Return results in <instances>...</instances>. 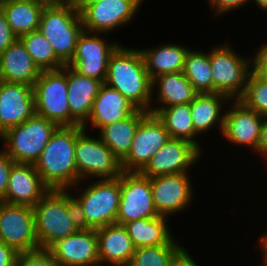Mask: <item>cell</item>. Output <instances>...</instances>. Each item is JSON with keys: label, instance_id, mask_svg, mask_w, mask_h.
<instances>
[{"label": "cell", "instance_id": "cell-42", "mask_svg": "<svg viewBox=\"0 0 267 266\" xmlns=\"http://www.w3.org/2000/svg\"><path fill=\"white\" fill-rule=\"evenodd\" d=\"M18 253L0 241V266H16Z\"/></svg>", "mask_w": 267, "mask_h": 266}, {"label": "cell", "instance_id": "cell-24", "mask_svg": "<svg viewBox=\"0 0 267 266\" xmlns=\"http://www.w3.org/2000/svg\"><path fill=\"white\" fill-rule=\"evenodd\" d=\"M99 263L127 266L135 251L124 225L113 223L97 229Z\"/></svg>", "mask_w": 267, "mask_h": 266}, {"label": "cell", "instance_id": "cell-3", "mask_svg": "<svg viewBox=\"0 0 267 266\" xmlns=\"http://www.w3.org/2000/svg\"><path fill=\"white\" fill-rule=\"evenodd\" d=\"M38 30L53 46L56 56L67 65L75 53L78 37L84 31L81 12L75 2L45 5Z\"/></svg>", "mask_w": 267, "mask_h": 266}, {"label": "cell", "instance_id": "cell-6", "mask_svg": "<svg viewBox=\"0 0 267 266\" xmlns=\"http://www.w3.org/2000/svg\"><path fill=\"white\" fill-rule=\"evenodd\" d=\"M33 94L35 114L58 126H71L67 65L58 70L42 71L33 85Z\"/></svg>", "mask_w": 267, "mask_h": 266}, {"label": "cell", "instance_id": "cell-2", "mask_svg": "<svg viewBox=\"0 0 267 266\" xmlns=\"http://www.w3.org/2000/svg\"><path fill=\"white\" fill-rule=\"evenodd\" d=\"M78 126H59L34 164L43 183L54 190L77 189L75 143Z\"/></svg>", "mask_w": 267, "mask_h": 266}, {"label": "cell", "instance_id": "cell-5", "mask_svg": "<svg viewBox=\"0 0 267 266\" xmlns=\"http://www.w3.org/2000/svg\"><path fill=\"white\" fill-rule=\"evenodd\" d=\"M58 127L45 117L34 114L4 133V151L15 163L35 164Z\"/></svg>", "mask_w": 267, "mask_h": 266}, {"label": "cell", "instance_id": "cell-29", "mask_svg": "<svg viewBox=\"0 0 267 266\" xmlns=\"http://www.w3.org/2000/svg\"><path fill=\"white\" fill-rule=\"evenodd\" d=\"M157 86V87H156ZM159 86V87H158ZM158 88L156 99L159 106L150 109H164L190 103L198 94L183 72L163 74L152 80V91Z\"/></svg>", "mask_w": 267, "mask_h": 266}, {"label": "cell", "instance_id": "cell-34", "mask_svg": "<svg viewBox=\"0 0 267 266\" xmlns=\"http://www.w3.org/2000/svg\"><path fill=\"white\" fill-rule=\"evenodd\" d=\"M185 250L174 238L165 245L135 248L127 266H171Z\"/></svg>", "mask_w": 267, "mask_h": 266}, {"label": "cell", "instance_id": "cell-23", "mask_svg": "<svg viewBox=\"0 0 267 266\" xmlns=\"http://www.w3.org/2000/svg\"><path fill=\"white\" fill-rule=\"evenodd\" d=\"M41 72L19 38L0 54L1 81L33 86Z\"/></svg>", "mask_w": 267, "mask_h": 266}, {"label": "cell", "instance_id": "cell-36", "mask_svg": "<svg viewBox=\"0 0 267 266\" xmlns=\"http://www.w3.org/2000/svg\"><path fill=\"white\" fill-rule=\"evenodd\" d=\"M16 266H60L48 250L18 253Z\"/></svg>", "mask_w": 267, "mask_h": 266}, {"label": "cell", "instance_id": "cell-9", "mask_svg": "<svg viewBox=\"0 0 267 266\" xmlns=\"http://www.w3.org/2000/svg\"><path fill=\"white\" fill-rule=\"evenodd\" d=\"M76 197L93 229L116 223L120 203V176L88 184Z\"/></svg>", "mask_w": 267, "mask_h": 266}, {"label": "cell", "instance_id": "cell-19", "mask_svg": "<svg viewBox=\"0 0 267 266\" xmlns=\"http://www.w3.org/2000/svg\"><path fill=\"white\" fill-rule=\"evenodd\" d=\"M49 190L34 164L14 163L7 191L0 201L34 207Z\"/></svg>", "mask_w": 267, "mask_h": 266}, {"label": "cell", "instance_id": "cell-48", "mask_svg": "<svg viewBox=\"0 0 267 266\" xmlns=\"http://www.w3.org/2000/svg\"><path fill=\"white\" fill-rule=\"evenodd\" d=\"M103 0H77L75 3H92V2H99Z\"/></svg>", "mask_w": 267, "mask_h": 266}, {"label": "cell", "instance_id": "cell-28", "mask_svg": "<svg viewBox=\"0 0 267 266\" xmlns=\"http://www.w3.org/2000/svg\"><path fill=\"white\" fill-rule=\"evenodd\" d=\"M149 112L138 109L124 120L103 126L99 131L100 139L122 161L129 153L135 131L141 120Z\"/></svg>", "mask_w": 267, "mask_h": 266}, {"label": "cell", "instance_id": "cell-50", "mask_svg": "<svg viewBox=\"0 0 267 266\" xmlns=\"http://www.w3.org/2000/svg\"><path fill=\"white\" fill-rule=\"evenodd\" d=\"M4 133L0 130V140L3 138Z\"/></svg>", "mask_w": 267, "mask_h": 266}, {"label": "cell", "instance_id": "cell-7", "mask_svg": "<svg viewBox=\"0 0 267 266\" xmlns=\"http://www.w3.org/2000/svg\"><path fill=\"white\" fill-rule=\"evenodd\" d=\"M75 161L78 172V184L87 177L116 179L123 170L121 161L112 150L100 139L86 134L82 126H78V137L75 143Z\"/></svg>", "mask_w": 267, "mask_h": 266}, {"label": "cell", "instance_id": "cell-22", "mask_svg": "<svg viewBox=\"0 0 267 266\" xmlns=\"http://www.w3.org/2000/svg\"><path fill=\"white\" fill-rule=\"evenodd\" d=\"M67 82L71 126H82L88 120L93 102L103 83L78 73L69 65H67Z\"/></svg>", "mask_w": 267, "mask_h": 266}, {"label": "cell", "instance_id": "cell-11", "mask_svg": "<svg viewBox=\"0 0 267 266\" xmlns=\"http://www.w3.org/2000/svg\"><path fill=\"white\" fill-rule=\"evenodd\" d=\"M143 1L103 0L92 3H76V6L81 12L84 31L101 35L131 22Z\"/></svg>", "mask_w": 267, "mask_h": 266}, {"label": "cell", "instance_id": "cell-41", "mask_svg": "<svg viewBox=\"0 0 267 266\" xmlns=\"http://www.w3.org/2000/svg\"><path fill=\"white\" fill-rule=\"evenodd\" d=\"M251 2L250 0H209L211 7L214 9V13L217 16L218 14H223V12H231L233 9L241 8L245 3ZM241 6V7H240Z\"/></svg>", "mask_w": 267, "mask_h": 266}, {"label": "cell", "instance_id": "cell-12", "mask_svg": "<svg viewBox=\"0 0 267 266\" xmlns=\"http://www.w3.org/2000/svg\"><path fill=\"white\" fill-rule=\"evenodd\" d=\"M0 241L17 253L40 249L35 234L33 207L0 201Z\"/></svg>", "mask_w": 267, "mask_h": 266}, {"label": "cell", "instance_id": "cell-49", "mask_svg": "<svg viewBox=\"0 0 267 266\" xmlns=\"http://www.w3.org/2000/svg\"><path fill=\"white\" fill-rule=\"evenodd\" d=\"M263 256V264L262 266H267V255H262Z\"/></svg>", "mask_w": 267, "mask_h": 266}, {"label": "cell", "instance_id": "cell-35", "mask_svg": "<svg viewBox=\"0 0 267 266\" xmlns=\"http://www.w3.org/2000/svg\"><path fill=\"white\" fill-rule=\"evenodd\" d=\"M238 100L262 117L267 116V82L260 80L251 72L245 91Z\"/></svg>", "mask_w": 267, "mask_h": 266}, {"label": "cell", "instance_id": "cell-27", "mask_svg": "<svg viewBox=\"0 0 267 266\" xmlns=\"http://www.w3.org/2000/svg\"><path fill=\"white\" fill-rule=\"evenodd\" d=\"M188 51L184 46L171 43L140 50L146 71L152 80L163 74L183 72Z\"/></svg>", "mask_w": 267, "mask_h": 266}, {"label": "cell", "instance_id": "cell-4", "mask_svg": "<svg viewBox=\"0 0 267 266\" xmlns=\"http://www.w3.org/2000/svg\"><path fill=\"white\" fill-rule=\"evenodd\" d=\"M67 191L50 189L33 207L40 249L48 250L55 242L79 231L67 216Z\"/></svg>", "mask_w": 267, "mask_h": 266}, {"label": "cell", "instance_id": "cell-38", "mask_svg": "<svg viewBox=\"0 0 267 266\" xmlns=\"http://www.w3.org/2000/svg\"><path fill=\"white\" fill-rule=\"evenodd\" d=\"M251 60V72L260 80L267 82V44L261 45Z\"/></svg>", "mask_w": 267, "mask_h": 266}, {"label": "cell", "instance_id": "cell-13", "mask_svg": "<svg viewBox=\"0 0 267 266\" xmlns=\"http://www.w3.org/2000/svg\"><path fill=\"white\" fill-rule=\"evenodd\" d=\"M99 33L83 31L67 64L78 73L105 82L110 56L120 43H108Z\"/></svg>", "mask_w": 267, "mask_h": 266}, {"label": "cell", "instance_id": "cell-10", "mask_svg": "<svg viewBox=\"0 0 267 266\" xmlns=\"http://www.w3.org/2000/svg\"><path fill=\"white\" fill-rule=\"evenodd\" d=\"M151 178L140 172H125L120 175V203L116 223H126L145 218L157 217Z\"/></svg>", "mask_w": 267, "mask_h": 266}, {"label": "cell", "instance_id": "cell-8", "mask_svg": "<svg viewBox=\"0 0 267 266\" xmlns=\"http://www.w3.org/2000/svg\"><path fill=\"white\" fill-rule=\"evenodd\" d=\"M209 57L213 93L226 95L230 100H238L245 91L251 73V61L238 55L227 43L209 51Z\"/></svg>", "mask_w": 267, "mask_h": 266}, {"label": "cell", "instance_id": "cell-37", "mask_svg": "<svg viewBox=\"0 0 267 266\" xmlns=\"http://www.w3.org/2000/svg\"><path fill=\"white\" fill-rule=\"evenodd\" d=\"M68 190L67 192V216L73 222L75 227L78 230H90L93 229L86 219L84 210L81 206L80 201L75 198V195L70 194Z\"/></svg>", "mask_w": 267, "mask_h": 266}, {"label": "cell", "instance_id": "cell-20", "mask_svg": "<svg viewBox=\"0 0 267 266\" xmlns=\"http://www.w3.org/2000/svg\"><path fill=\"white\" fill-rule=\"evenodd\" d=\"M232 104V108L224 112L222 135L233 144L248 146L256 151L263 117L239 100H234Z\"/></svg>", "mask_w": 267, "mask_h": 266}, {"label": "cell", "instance_id": "cell-26", "mask_svg": "<svg viewBox=\"0 0 267 266\" xmlns=\"http://www.w3.org/2000/svg\"><path fill=\"white\" fill-rule=\"evenodd\" d=\"M224 101H231L226 95L220 93L197 94L190 102L191 118L195 131L200 135L219 125L222 132L224 127V114L222 108Z\"/></svg>", "mask_w": 267, "mask_h": 266}, {"label": "cell", "instance_id": "cell-16", "mask_svg": "<svg viewBox=\"0 0 267 266\" xmlns=\"http://www.w3.org/2000/svg\"><path fill=\"white\" fill-rule=\"evenodd\" d=\"M188 173L151 178L153 203L158 216L167 217L188 208L193 189Z\"/></svg>", "mask_w": 267, "mask_h": 266}, {"label": "cell", "instance_id": "cell-47", "mask_svg": "<svg viewBox=\"0 0 267 266\" xmlns=\"http://www.w3.org/2000/svg\"><path fill=\"white\" fill-rule=\"evenodd\" d=\"M253 2H255V4L260 7V9L267 12V0H254Z\"/></svg>", "mask_w": 267, "mask_h": 266}, {"label": "cell", "instance_id": "cell-39", "mask_svg": "<svg viewBox=\"0 0 267 266\" xmlns=\"http://www.w3.org/2000/svg\"><path fill=\"white\" fill-rule=\"evenodd\" d=\"M15 162L4 151H0V200L5 196L12 166Z\"/></svg>", "mask_w": 267, "mask_h": 266}, {"label": "cell", "instance_id": "cell-46", "mask_svg": "<svg viewBox=\"0 0 267 266\" xmlns=\"http://www.w3.org/2000/svg\"><path fill=\"white\" fill-rule=\"evenodd\" d=\"M259 243L260 249L262 250L261 252L263 253L262 255H267V232L266 235H263L262 238H260Z\"/></svg>", "mask_w": 267, "mask_h": 266}, {"label": "cell", "instance_id": "cell-1", "mask_svg": "<svg viewBox=\"0 0 267 266\" xmlns=\"http://www.w3.org/2000/svg\"><path fill=\"white\" fill-rule=\"evenodd\" d=\"M104 83L119 91L137 109L150 113V108L155 105L152 103V79L146 71L140 49L119 45L110 56Z\"/></svg>", "mask_w": 267, "mask_h": 266}, {"label": "cell", "instance_id": "cell-31", "mask_svg": "<svg viewBox=\"0 0 267 266\" xmlns=\"http://www.w3.org/2000/svg\"><path fill=\"white\" fill-rule=\"evenodd\" d=\"M150 113L157 115L163 122L170 138L186 140L202 151L199 141L195 139L199 134L193 126L190 103L174 105L164 109H150Z\"/></svg>", "mask_w": 267, "mask_h": 266}, {"label": "cell", "instance_id": "cell-17", "mask_svg": "<svg viewBox=\"0 0 267 266\" xmlns=\"http://www.w3.org/2000/svg\"><path fill=\"white\" fill-rule=\"evenodd\" d=\"M48 251L60 266H98L97 229L79 230L55 242Z\"/></svg>", "mask_w": 267, "mask_h": 266}, {"label": "cell", "instance_id": "cell-40", "mask_svg": "<svg viewBox=\"0 0 267 266\" xmlns=\"http://www.w3.org/2000/svg\"><path fill=\"white\" fill-rule=\"evenodd\" d=\"M16 39L17 37L12 32L3 11L0 9V54L4 52Z\"/></svg>", "mask_w": 267, "mask_h": 266}, {"label": "cell", "instance_id": "cell-44", "mask_svg": "<svg viewBox=\"0 0 267 266\" xmlns=\"http://www.w3.org/2000/svg\"><path fill=\"white\" fill-rule=\"evenodd\" d=\"M171 266H198L187 250H185Z\"/></svg>", "mask_w": 267, "mask_h": 266}, {"label": "cell", "instance_id": "cell-15", "mask_svg": "<svg viewBox=\"0 0 267 266\" xmlns=\"http://www.w3.org/2000/svg\"><path fill=\"white\" fill-rule=\"evenodd\" d=\"M200 154L201 150L194 144L186 140L170 138L157 150L140 173L148 178L189 173L188 169L198 162L202 156Z\"/></svg>", "mask_w": 267, "mask_h": 266}, {"label": "cell", "instance_id": "cell-14", "mask_svg": "<svg viewBox=\"0 0 267 266\" xmlns=\"http://www.w3.org/2000/svg\"><path fill=\"white\" fill-rule=\"evenodd\" d=\"M170 139L163 122L148 113L137 127L128 155L121 161L125 172H140L151 157Z\"/></svg>", "mask_w": 267, "mask_h": 266}, {"label": "cell", "instance_id": "cell-25", "mask_svg": "<svg viewBox=\"0 0 267 266\" xmlns=\"http://www.w3.org/2000/svg\"><path fill=\"white\" fill-rule=\"evenodd\" d=\"M44 6L36 0L0 1V9L17 38L38 30Z\"/></svg>", "mask_w": 267, "mask_h": 266}, {"label": "cell", "instance_id": "cell-32", "mask_svg": "<svg viewBox=\"0 0 267 266\" xmlns=\"http://www.w3.org/2000/svg\"><path fill=\"white\" fill-rule=\"evenodd\" d=\"M183 74L198 94L213 93L209 52L189 49L185 57Z\"/></svg>", "mask_w": 267, "mask_h": 266}, {"label": "cell", "instance_id": "cell-43", "mask_svg": "<svg viewBox=\"0 0 267 266\" xmlns=\"http://www.w3.org/2000/svg\"><path fill=\"white\" fill-rule=\"evenodd\" d=\"M256 152L262 154L267 160V116L263 117L260 127V139Z\"/></svg>", "mask_w": 267, "mask_h": 266}, {"label": "cell", "instance_id": "cell-21", "mask_svg": "<svg viewBox=\"0 0 267 266\" xmlns=\"http://www.w3.org/2000/svg\"><path fill=\"white\" fill-rule=\"evenodd\" d=\"M138 109L119 91L103 83L93 102L88 120L82 125L87 131L90 121L99 130L108 124L124 120Z\"/></svg>", "mask_w": 267, "mask_h": 266}, {"label": "cell", "instance_id": "cell-30", "mask_svg": "<svg viewBox=\"0 0 267 266\" xmlns=\"http://www.w3.org/2000/svg\"><path fill=\"white\" fill-rule=\"evenodd\" d=\"M167 217L138 219L124 226L135 248L154 247L168 244L172 239Z\"/></svg>", "mask_w": 267, "mask_h": 266}, {"label": "cell", "instance_id": "cell-33", "mask_svg": "<svg viewBox=\"0 0 267 266\" xmlns=\"http://www.w3.org/2000/svg\"><path fill=\"white\" fill-rule=\"evenodd\" d=\"M19 39L41 71L58 70L65 66L56 56L53 46L39 30L27 33Z\"/></svg>", "mask_w": 267, "mask_h": 266}, {"label": "cell", "instance_id": "cell-18", "mask_svg": "<svg viewBox=\"0 0 267 266\" xmlns=\"http://www.w3.org/2000/svg\"><path fill=\"white\" fill-rule=\"evenodd\" d=\"M34 114L33 86L0 80V130L5 133Z\"/></svg>", "mask_w": 267, "mask_h": 266}, {"label": "cell", "instance_id": "cell-45", "mask_svg": "<svg viewBox=\"0 0 267 266\" xmlns=\"http://www.w3.org/2000/svg\"><path fill=\"white\" fill-rule=\"evenodd\" d=\"M40 3L44 5H64L67 3L74 2L73 0H39Z\"/></svg>", "mask_w": 267, "mask_h": 266}]
</instances>
